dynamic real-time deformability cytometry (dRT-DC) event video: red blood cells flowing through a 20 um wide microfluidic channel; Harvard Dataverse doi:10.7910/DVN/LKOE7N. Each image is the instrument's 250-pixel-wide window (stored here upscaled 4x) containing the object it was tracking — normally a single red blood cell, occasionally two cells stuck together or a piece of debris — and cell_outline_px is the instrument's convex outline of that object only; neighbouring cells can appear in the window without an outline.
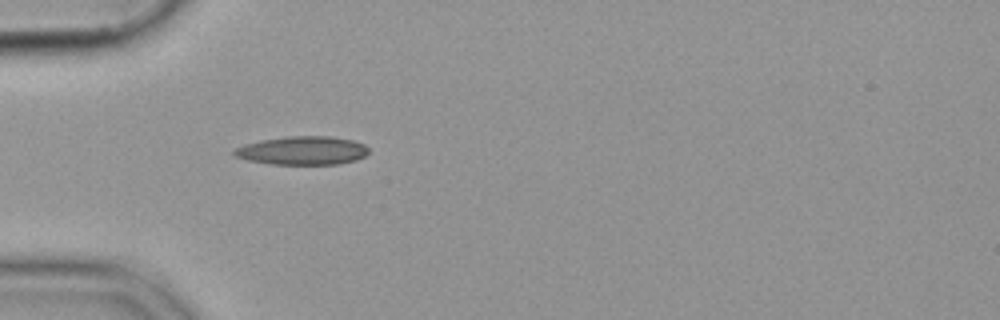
{"species": "common noctule bat (a hibernating species)", "species_latin": "Nyctalus noctula", "temperature_condition": "cold", "stored_images_in_passage": 39, "camera_frame_rate_fps": 3000, "um_per_image_px": 0.085, "animal": {"sex": "female", "body_mass_g": 19.9}, "frame": {"image": 1, "passage_image": 1, "time_ms": 0.0, "image_size_px": [1000, 320], "cell_outline_px": [[368, 152], [364, 156], [356, 160], [336, 164], [272, 164], [248, 160], [236, 156], [232, 152], [236, 148], [244, 144], [264, 140], [288, 136], [328, 136], [352, 140], [364, 144], [368, 148]], "centroid_in_image_um": [25.72, 12.8], "position_along_channel_um": 59.3, "area_um2": 22.08}}
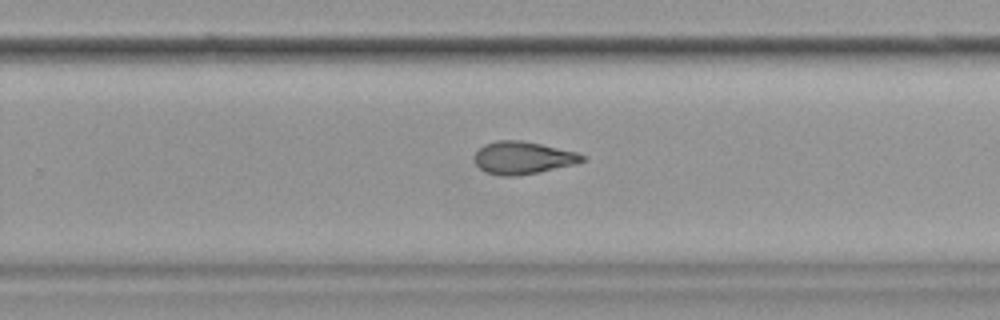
{"frame": {"image": 2, "passage_image": 20, "time_ms": 6.333, "image_size_px": [1000, 320], "cell_outline_px": [[584, 160], [572, 164], [536, 172], [516, 176], [500, 176], [484, 172], [476, 164], [476, 152], [484, 144], [496, 140], [520, 140], [540, 144], [576, 152], [584, 156]], "centroid_in_image_um": [44.38, 13.41], "position_along_channel_um": 285.4, "area_um2": 20.0}}
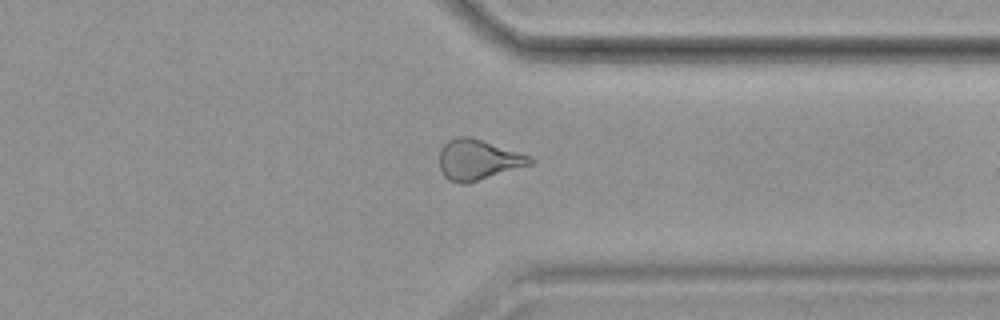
{"frame": {"image": 3, "passage_image": 27, "time_ms": 8.667, "image_size_px": [1000, 320], "cell_outline_px": [[536, 160], [532, 164], [464, 184], [460, 184], [448, 180], [444, 176], [440, 168], [440, 148], [448, 140], [456, 136], [472, 136], [532, 156]], "centroid_in_image_um": [40.64, 13.55], "position_along_channel_um": 370.8, "area_um2": 21.5}}